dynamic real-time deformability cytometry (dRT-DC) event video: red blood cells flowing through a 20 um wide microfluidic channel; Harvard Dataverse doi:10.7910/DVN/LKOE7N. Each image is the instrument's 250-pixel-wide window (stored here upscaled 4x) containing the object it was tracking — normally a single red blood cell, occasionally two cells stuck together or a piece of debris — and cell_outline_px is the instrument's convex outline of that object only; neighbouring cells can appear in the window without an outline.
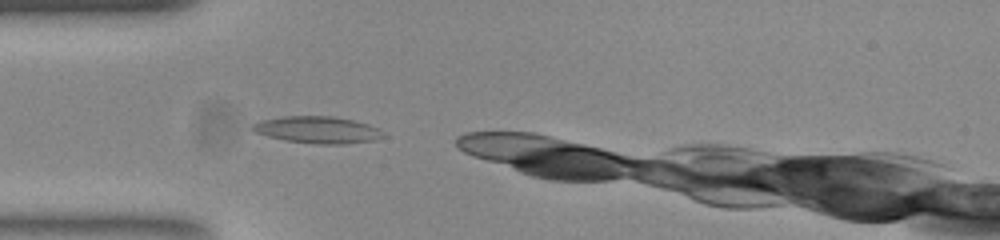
{"species": "common noctule bat (a hibernating species)", "species_latin": "Nyctalus noctula", "temperature_condition": "room temperature", "stored_images_in_passage": 11, "camera_frame_rate_fps": 3000, "um_per_image_px": 0.085, "animal": {"sex": "female", "body_mass_g": 23.0, "forearm_length_mm": 53.4}, "frame": {"image": 1, "passage_image": 1, "time_ms": 0.0, "image_size_px": [1000, 240], "cell_outline_px": [[380, 136], [368, 140], [336, 144], [324, 144], [288, 140], [268, 136], [256, 132], [252, 128], [252, 124], [264, 120], [284, 116], [332, 116], [352, 120], [376, 128]], "centroid_in_image_um": [26.87, 11.01], "position_along_channel_um": 58.1, "area_um2": 19.31}}